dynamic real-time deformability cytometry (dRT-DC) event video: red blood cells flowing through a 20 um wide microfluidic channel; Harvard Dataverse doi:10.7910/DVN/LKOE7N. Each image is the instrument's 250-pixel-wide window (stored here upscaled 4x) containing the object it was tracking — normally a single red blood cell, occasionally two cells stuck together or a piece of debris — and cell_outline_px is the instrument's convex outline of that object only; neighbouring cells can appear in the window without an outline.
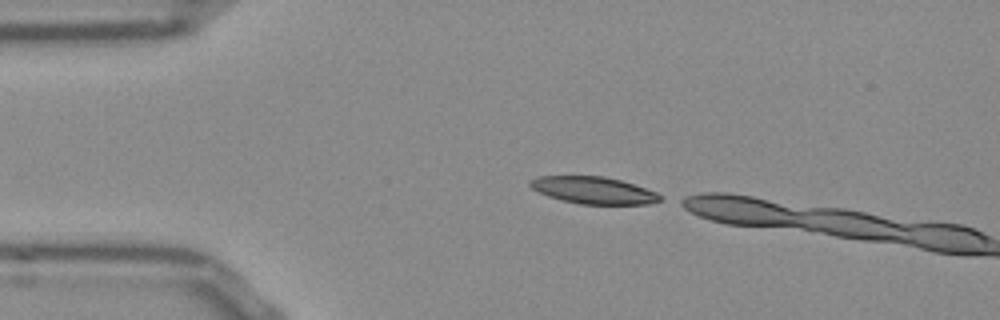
{"species": "Egyptian fruit bat (a non-hibernating species)", "species_latin": "Rousettus aegyptiacus", "temperature_condition": "room temperature", "stored_images_in_passage": 3, "camera_frame_rate_fps": 3000, "um_per_image_px": 0.085, "frame": {"image": 1, "passage_image": 1, "time_ms": 0.0, "image_size_px": [1000, 320], "cell_outline_px": [[664, 196], [660, 200], [648, 204], [580, 204], [560, 200], [548, 196], [532, 188], [528, 184], [528, 180], [536, 176], [604, 176], [620, 180], [656, 192]], "centroid_in_image_um": [50.41, 16.17], "position_along_channel_um": 34.6, "area_um2": 20.46}}